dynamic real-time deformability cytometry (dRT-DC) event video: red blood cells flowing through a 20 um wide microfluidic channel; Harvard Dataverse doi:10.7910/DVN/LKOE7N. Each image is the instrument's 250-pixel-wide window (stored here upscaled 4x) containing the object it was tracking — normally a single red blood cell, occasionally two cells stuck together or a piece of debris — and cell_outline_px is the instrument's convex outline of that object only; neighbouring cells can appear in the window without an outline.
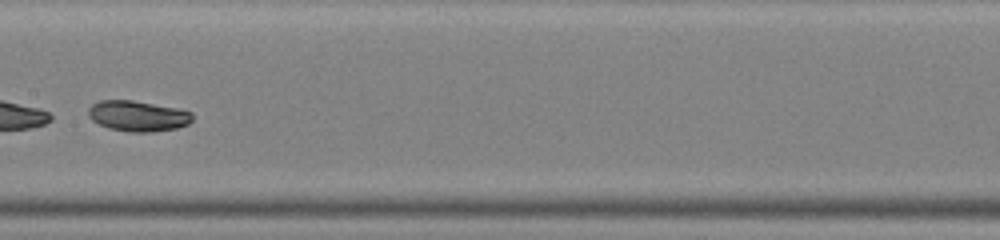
{"species": "common noctule bat (a hibernating species)", "species_latin": "Nyctalus noctula", "temperature_condition": "warm", "stored_images_in_passage": 35, "camera_frame_rate_fps": 3000, "um_per_image_px": 0.085, "animal": {"sex": "male", "body_mass_g": 19.0, "forearm_length_mm": 50.8}, "frame": {"image": 1, "passage_image": 20, "time_ms": 6.333, "image_size_px": [1000, 240], "cell_outline_px": [[192, 120], [188, 124], [176, 128], [152, 132], [128, 132], [108, 128], [92, 120], [88, 116], [88, 108], [92, 104], [100, 100], [132, 100], [176, 108], [192, 112]], "centroid_in_image_um": [11.69, 9.86], "position_along_channel_um": 195.7, "area_um2": 18.55}, "authors_computed_cell_mechanics": {"area_um2": 18.3226, "velocity_mm_per_s": 4.2662, "shape_relaxation_time_tau1_ms": 0.9813, "shape_relaxation_time_tau2_ms": null, "deformation_change_tau1": 0.2425, "deformation_change_tau2": null}}